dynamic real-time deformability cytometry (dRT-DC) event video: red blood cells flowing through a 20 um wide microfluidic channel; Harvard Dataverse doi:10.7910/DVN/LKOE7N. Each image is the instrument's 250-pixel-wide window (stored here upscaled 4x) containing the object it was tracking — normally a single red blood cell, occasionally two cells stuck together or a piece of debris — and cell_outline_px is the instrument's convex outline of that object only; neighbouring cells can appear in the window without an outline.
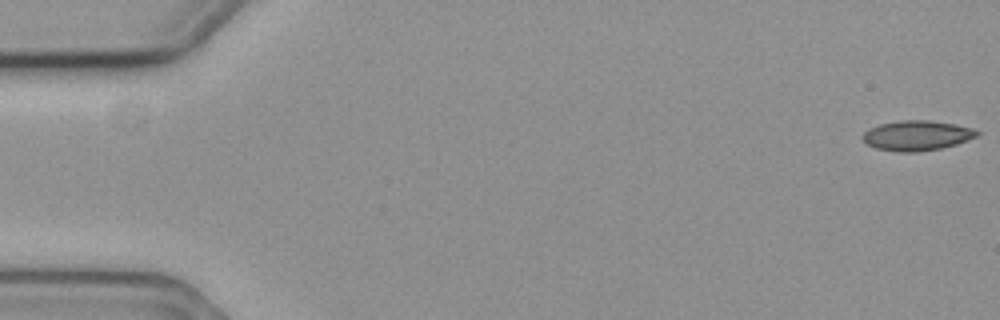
{"species": "common noctule bat (a hibernating species)", "species_latin": "Nyctalus noctula", "temperature_condition": "cold", "stored_images_in_passage": 36, "camera_frame_rate_fps": 3000, "um_per_image_px": 0.085, "animal": {"sex": "female", "body_mass_g": 19.3, "forearm_length_mm": 54.1}, "frame": {"image": 1, "passage_image": 1, "time_ms": 0.0, "image_size_px": [1000, 320], "cell_outline_px": [[980, 132], [976, 136], [968, 140], [956, 144], [940, 148], [920, 152], [896, 152], [876, 148], [868, 144], [864, 140], [864, 132], [880, 124], [900, 120], [928, 120], [956, 124], [972, 128]], "centroid_in_image_um": [77.96, 11.52], "position_along_channel_um": 7.0, "area_um2": 19.83}}